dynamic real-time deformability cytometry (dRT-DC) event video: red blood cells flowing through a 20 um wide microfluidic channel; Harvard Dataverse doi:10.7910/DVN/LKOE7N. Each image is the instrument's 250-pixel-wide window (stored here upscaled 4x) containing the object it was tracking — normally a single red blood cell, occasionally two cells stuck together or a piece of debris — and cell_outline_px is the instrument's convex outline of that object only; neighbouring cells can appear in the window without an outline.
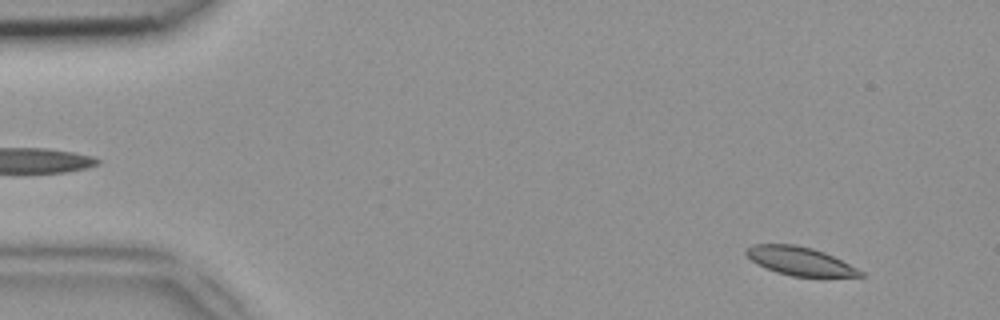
{"species": "common noctule bat (a hibernating species)", "species_latin": "Nyctalus noctula", "temperature_condition": "room temperature", "stored_images_in_passage": 46, "camera_frame_rate_fps": 3000, "um_per_image_px": 0.085, "animal": {"sex": "female", "body_mass_g": 18.4}, "frame": {"image": 1, "passage_image": 1, "time_ms": 0.0, "image_size_px": [1000, 320], "cell_outline_px": [[864, 276], [792, 276], [776, 272], [756, 264], [744, 252], [744, 248], [752, 244], [796, 244], [812, 248], [824, 252], [864, 272]], "centroid_in_image_um": [67.92, 22.17], "position_along_channel_um": 17.1, "area_um2": 18.73}}
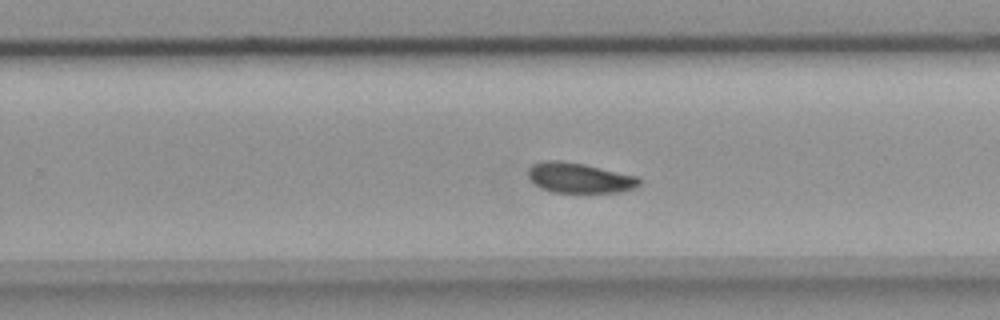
{"frame": {"image": 2, "passage_image": 28, "time_ms": 9.0, "image_size_px": [1000, 320], "cell_outline_px": [[640, 184], [632, 188], [620, 192], [552, 192], [540, 188], [528, 176], [528, 168], [532, 164], [544, 160], [560, 160], [584, 164], [636, 176], [640, 180]], "centroid_in_image_um": [49.2, 15.11], "position_along_channel_um": 280.6, "area_um2": 19.36}}
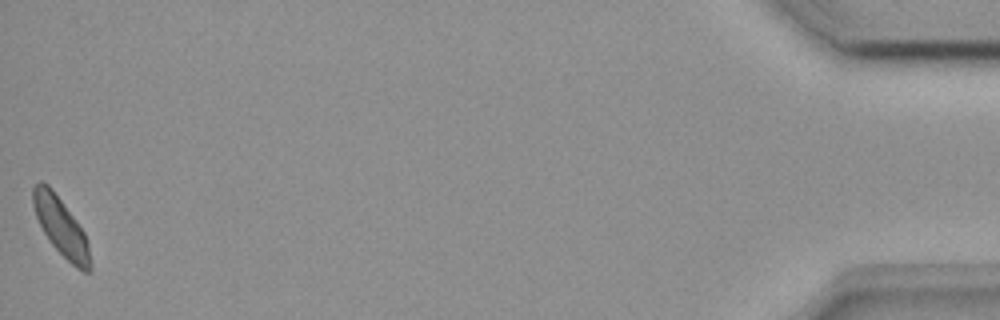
{"frame": {"image": 3, "passage_image": 46, "time_ms": 15.0, "image_size_px": [1000, 320], "cell_outline_px": [[92, 268], [88, 272], [84, 272], [76, 268], [52, 244], [44, 232], [36, 216], [32, 204], [32, 188], [40, 180], [48, 184], [52, 188], [84, 232], [88, 244], [92, 264]], "centroid_in_image_um": [5.18, 19.27], "position_along_channel_um": 430.0, "area_um2": 19.13}}